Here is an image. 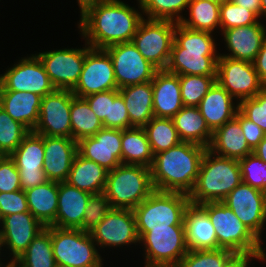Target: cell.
I'll return each instance as SVG.
<instances>
[{
  "label": "cell",
  "mask_w": 266,
  "mask_h": 267,
  "mask_svg": "<svg viewBox=\"0 0 266 267\" xmlns=\"http://www.w3.org/2000/svg\"><path fill=\"white\" fill-rule=\"evenodd\" d=\"M144 18L134 7L121 0H107L88 10L80 19L78 28L92 48L132 42Z\"/></svg>",
  "instance_id": "1"
},
{
  "label": "cell",
  "mask_w": 266,
  "mask_h": 267,
  "mask_svg": "<svg viewBox=\"0 0 266 267\" xmlns=\"http://www.w3.org/2000/svg\"><path fill=\"white\" fill-rule=\"evenodd\" d=\"M207 149L194 143L181 142L155 154L150 168L155 190L189 195L194 189Z\"/></svg>",
  "instance_id": "2"
},
{
  "label": "cell",
  "mask_w": 266,
  "mask_h": 267,
  "mask_svg": "<svg viewBox=\"0 0 266 267\" xmlns=\"http://www.w3.org/2000/svg\"><path fill=\"white\" fill-rule=\"evenodd\" d=\"M212 33L176 23L166 70L177 75L217 76L219 54Z\"/></svg>",
  "instance_id": "3"
},
{
  "label": "cell",
  "mask_w": 266,
  "mask_h": 267,
  "mask_svg": "<svg viewBox=\"0 0 266 267\" xmlns=\"http://www.w3.org/2000/svg\"><path fill=\"white\" fill-rule=\"evenodd\" d=\"M242 182L239 161L221 157L206 150L194 189L189 194L190 203L223 201Z\"/></svg>",
  "instance_id": "4"
},
{
  "label": "cell",
  "mask_w": 266,
  "mask_h": 267,
  "mask_svg": "<svg viewBox=\"0 0 266 267\" xmlns=\"http://www.w3.org/2000/svg\"><path fill=\"white\" fill-rule=\"evenodd\" d=\"M154 191L148 167L121 163L107 173L104 194L112 208L133 210Z\"/></svg>",
  "instance_id": "5"
},
{
  "label": "cell",
  "mask_w": 266,
  "mask_h": 267,
  "mask_svg": "<svg viewBox=\"0 0 266 267\" xmlns=\"http://www.w3.org/2000/svg\"><path fill=\"white\" fill-rule=\"evenodd\" d=\"M200 206L215 228L218 249H227L235 254L265 253L262 242L222 201L206 202Z\"/></svg>",
  "instance_id": "6"
},
{
  "label": "cell",
  "mask_w": 266,
  "mask_h": 267,
  "mask_svg": "<svg viewBox=\"0 0 266 267\" xmlns=\"http://www.w3.org/2000/svg\"><path fill=\"white\" fill-rule=\"evenodd\" d=\"M189 204V195L155 190L133 209L137 232L147 233L151 228L184 225V214Z\"/></svg>",
  "instance_id": "7"
},
{
  "label": "cell",
  "mask_w": 266,
  "mask_h": 267,
  "mask_svg": "<svg viewBox=\"0 0 266 267\" xmlns=\"http://www.w3.org/2000/svg\"><path fill=\"white\" fill-rule=\"evenodd\" d=\"M56 265L64 267H103L102 257L90 233L81 229L51 226Z\"/></svg>",
  "instance_id": "8"
},
{
  "label": "cell",
  "mask_w": 266,
  "mask_h": 267,
  "mask_svg": "<svg viewBox=\"0 0 266 267\" xmlns=\"http://www.w3.org/2000/svg\"><path fill=\"white\" fill-rule=\"evenodd\" d=\"M138 235L145 246L144 267H174L189 251L184 225L151 228L147 233Z\"/></svg>",
  "instance_id": "9"
},
{
  "label": "cell",
  "mask_w": 266,
  "mask_h": 267,
  "mask_svg": "<svg viewBox=\"0 0 266 267\" xmlns=\"http://www.w3.org/2000/svg\"><path fill=\"white\" fill-rule=\"evenodd\" d=\"M176 23L143 18L133 36L132 42L138 51L158 70L168 66Z\"/></svg>",
  "instance_id": "10"
},
{
  "label": "cell",
  "mask_w": 266,
  "mask_h": 267,
  "mask_svg": "<svg viewBox=\"0 0 266 267\" xmlns=\"http://www.w3.org/2000/svg\"><path fill=\"white\" fill-rule=\"evenodd\" d=\"M113 63L118 89L153 80L158 70L146 60L133 42H124L104 49Z\"/></svg>",
  "instance_id": "11"
},
{
  "label": "cell",
  "mask_w": 266,
  "mask_h": 267,
  "mask_svg": "<svg viewBox=\"0 0 266 267\" xmlns=\"http://www.w3.org/2000/svg\"><path fill=\"white\" fill-rule=\"evenodd\" d=\"M17 63L0 75V91H26L44 97L56 90L36 54Z\"/></svg>",
  "instance_id": "12"
},
{
  "label": "cell",
  "mask_w": 266,
  "mask_h": 267,
  "mask_svg": "<svg viewBox=\"0 0 266 267\" xmlns=\"http://www.w3.org/2000/svg\"><path fill=\"white\" fill-rule=\"evenodd\" d=\"M216 81L239 101L255 97L265 88L253 62L228 57L218 58Z\"/></svg>",
  "instance_id": "13"
},
{
  "label": "cell",
  "mask_w": 266,
  "mask_h": 267,
  "mask_svg": "<svg viewBox=\"0 0 266 267\" xmlns=\"http://www.w3.org/2000/svg\"><path fill=\"white\" fill-rule=\"evenodd\" d=\"M71 90L56 89L41 98L39 119L34 133L49 137L71 138Z\"/></svg>",
  "instance_id": "14"
},
{
  "label": "cell",
  "mask_w": 266,
  "mask_h": 267,
  "mask_svg": "<svg viewBox=\"0 0 266 267\" xmlns=\"http://www.w3.org/2000/svg\"><path fill=\"white\" fill-rule=\"evenodd\" d=\"M87 45V47H86ZM92 47L85 43L82 49H59L37 54L56 89L72 90L81 75L85 55Z\"/></svg>",
  "instance_id": "15"
},
{
  "label": "cell",
  "mask_w": 266,
  "mask_h": 267,
  "mask_svg": "<svg viewBox=\"0 0 266 267\" xmlns=\"http://www.w3.org/2000/svg\"><path fill=\"white\" fill-rule=\"evenodd\" d=\"M118 89L113 63L104 49L91 48L85 55L84 65L76 86L71 90L77 97Z\"/></svg>",
  "instance_id": "16"
},
{
  "label": "cell",
  "mask_w": 266,
  "mask_h": 267,
  "mask_svg": "<svg viewBox=\"0 0 266 267\" xmlns=\"http://www.w3.org/2000/svg\"><path fill=\"white\" fill-rule=\"evenodd\" d=\"M260 240L266 222V192L241 182L222 201Z\"/></svg>",
  "instance_id": "17"
},
{
  "label": "cell",
  "mask_w": 266,
  "mask_h": 267,
  "mask_svg": "<svg viewBox=\"0 0 266 267\" xmlns=\"http://www.w3.org/2000/svg\"><path fill=\"white\" fill-rule=\"evenodd\" d=\"M90 234L96 245L103 248L140 243L135 214L131 209L111 208Z\"/></svg>",
  "instance_id": "18"
},
{
  "label": "cell",
  "mask_w": 266,
  "mask_h": 267,
  "mask_svg": "<svg viewBox=\"0 0 266 267\" xmlns=\"http://www.w3.org/2000/svg\"><path fill=\"white\" fill-rule=\"evenodd\" d=\"M44 154L43 135L31 131L9 155L19 171L21 190L26 191L48 181L43 170Z\"/></svg>",
  "instance_id": "19"
},
{
  "label": "cell",
  "mask_w": 266,
  "mask_h": 267,
  "mask_svg": "<svg viewBox=\"0 0 266 267\" xmlns=\"http://www.w3.org/2000/svg\"><path fill=\"white\" fill-rule=\"evenodd\" d=\"M122 130L102 128L94 136L77 142V152L111 171L122 163Z\"/></svg>",
  "instance_id": "20"
},
{
  "label": "cell",
  "mask_w": 266,
  "mask_h": 267,
  "mask_svg": "<svg viewBox=\"0 0 266 267\" xmlns=\"http://www.w3.org/2000/svg\"><path fill=\"white\" fill-rule=\"evenodd\" d=\"M0 247L6 246L11 251L14 262L41 232L43 226L31 212L15 213L1 218Z\"/></svg>",
  "instance_id": "21"
},
{
  "label": "cell",
  "mask_w": 266,
  "mask_h": 267,
  "mask_svg": "<svg viewBox=\"0 0 266 267\" xmlns=\"http://www.w3.org/2000/svg\"><path fill=\"white\" fill-rule=\"evenodd\" d=\"M43 170L47 180L67 181L73 160L77 154V142L69 137L43 136Z\"/></svg>",
  "instance_id": "22"
},
{
  "label": "cell",
  "mask_w": 266,
  "mask_h": 267,
  "mask_svg": "<svg viewBox=\"0 0 266 267\" xmlns=\"http://www.w3.org/2000/svg\"><path fill=\"white\" fill-rule=\"evenodd\" d=\"M229 54H219L235 60L253 62L266 39V29L260 21L255 24L221 31Z\"/></svg>",
  "instance_id": "23"
},
{
  "label": "cell",
  "mask_w": 266,
  "mask_h": 267,
  "mask_svg": "<svg viewBox=\"0 0 266 267\" xmlns=\"http://www.w3.org/2000/svg\"><path fill=\"white\" fill-rule=\"evenodd\" d=\"M153 113L157 118H173L184 106L177 74L157 70L152 80Z\"/></svg>",
  "instance_id": "24"
},
{
  "label": "cell",
  "mask_w": 266,
  "mask_h": 267,
  "mask_svg": "<svg viewBox=\"0 0 266 267\" xmlns=\"http://www.w3.org/2000/svg\"><path fill=\"white\" fill-rule=\"evenodd\" d=\"M91 195L66 181L58 182V210L51 226L83 230V216Z\"/></svg>",
  "instance_id": "25"
},
{
  "label": "cell",
  "mask_w": 266,
  "mask_h": 267,
  "mask_svg": "<svg viewBox=\"0 0 266 267\" xmlns=\"http://www.w3.org/2000/svg\"><path fill=\"white\" fill-rule=\"evenodd\" d=\"M183 224L188 250L218 249L215 228L200 205L190 203L187 206Z\"/></svg>",
  "instance_id": "26"
},
{
  "label": "cell",
  "mask_w": 266,
  "mask_h": 267,
  "mask_svg": "<svg viewBox=\"0 0 266 267\" xmlns=\"http://www.w3.org/2000/svg\"><path fill=\"white\" fill-rule=\"evenodd\" d=\"M233 99L234 98L215 81L207 94L200 101L198 109L212 132L236 117L239 111V104L235 106Z\"/></svg>",
  "instance_id": "27"
},
{
  "label": "cell",
  "mask_w": 266,
  "mask_h": 267,
  "mask_svg": "<svg viewBox=\"0 0 266 267\" xmlns=\"http://www.w3.org/2000/svg\"><path fill=\"white\" fill-rule=\"evenodd\" d=\"M208 150L215 155L236 160L253 153L243 135L240 122L236 118L226 122L213 132Z\"/></svg>",
  "instance_id": "28"
},
{
  "label": "cell",
  "mask_w": 266,
  "mask_h": 267,
  "mask_svg": "<svg viewBox=\"0 0 266 267\" xmlns=\"http://www.w3.org/2000/svg\"><path fill=\"white\" fill-rule=\"evenodd\" d=\"M41 96L26 91H0V107L30 131L37 126Z\"/></svg>",
  "instance_id": "29"
},
{
  "label": "cell",
  "mask_w": 266,
  "mask_h": 267,
  "mask_svg": "<svg viewBox=\"0 0 266 267\" xmlns=\"http://www.w3.org/2000/svg\"><path fill=\"white\" fill-rule=\"evenodd\" d=\"M118 90L128 110L130 128L144 127L154 117L152 81Z\"/></svg>",
  "instance_id": "30"
},
{
  "label": "cell",
  "mask_w": 266,
  "mask_h": 267,
  "mask_svg": "<svg viewBox=\"0 0 266 267\" xmlns=\"http://www.w3.org/2000/svg\"><path fill=\"white\" fill-rule=\"evenodd\" d=\"M108 171L78 152L66 182L92 195L104 193Z\"/></svg>",
  "instance_id": "31"
},
{
  "label": "cell",
  "mask_w": 266,
  "mask_h": 267,
  "mask_svg": "<svg viewBox=\"0 0 266 267\" xmlns=\"http://www.w3.org/2000/svg\"><path fill=\"white\" fill-rule=\"evenodd\" d=\"M172 120L182 142L209 147L213 132L207 126L198 107L183 106Z\"/></svg>",
  "instance_id": "32"
},
{
  "label": "cell",
  "mask_w": 266,
  "mask_h": 267,
  "mask_svg": "<svg viewBox=\"0 0 266 267\" xmlns=\"http://www.w3.org/2000/svg\"><path fill=\"white\" fill-rule=\"evenodd\" d=\"M29 212L45 227L55 222L58 210V182L46 181L25 191Z\"/></svg>",
  "instance_id": "33"
},
{
  "label": "cell",
  "mask_w": 266,
  "mask_h": 267,
  "mask_svg": "<svg viewBox=\"0 0 266 267\" xmlns=\"http://www.w3.org/2000/svg\"><path fill=\"white\" fill-rule=\"evenodd\" d=\"M122 164L142 165L151 168L154 155L143 127L122 130Z\"/></svg>",
  "instance_id": "34"
},
{
  "label": "cell",
  "mask_w": 266,
  "mask_h": 267,
  "mask_svg": "<svg viewBox=\"0 0 266 267\" xmlns=\"http://www.w3.org/2000/svg\"><path fill=\"white\" fill-rule=\"evenodd\" d=\"M13 263L17 267H56L52 249L51 226L45 227L39 232Z\"/></svg>",
  "instance_id": "35"
},
{
  "label": "cell",
  "mask_w": 266,
  "mask_h": 267,
  "mask_svg": "<svg viewBox=\"0 0 266 267\" xmlns=\"http://www.w3.org/2000/svg\"><path fill=\"white\" fill-rule=\"evenodd\" d=\"M71 138L76 142L94 136L100 129L104 128L103 123L91 110L87 100L74 96L71 102Z\"/></svg>",
  "instance_id": "36"
},
{
  "label": "cell",
  "mask_w": 266,
  "mask_h": 267,
  "mask_svg": "<svg viewBox=\"0 0 266 267\" xmlns=\"http://www.w3.org/2000/svg\"><path fill=\"white\" fill-rule=\"evenodd\" d=\"M189 18H182L179 24L184 27L212 33L220 27V5L208 0H190Z\"/></svg>",
  "instance_id": "37"
},
{
  "label": "cell",
  "mask_w": 266,
  "mask_h": 267,
  "mask_svg": "<svg viewBox=\"0 0 266 267\" xmlns=\"http://www.w3.org/2000/svg\"><path fill=\"white\" fill-rule=\"evenodd\" d=\"M143 128L146 131L153 155L182 142L172 118L153 117Z\"/></svg>",
  "instance_id": "38"
},
{
  "label": "cell",
  "mask_w": 266,
  "mask_h": 267,
  "mask_svg": "<svg viewBox=\"0 0 266 267\" xmlns=\"http://www.w3.org/2000/svg\"><path fill=\"white\" fill-rule=\"evenodd\" d=\"M139 8L148 19L170 20L179 23L190 0H138ZM176 16V17H175Z\"/></svg>",
  "instance_id": "39"
},
{
  "label": "cell",
  "mask_w": 266,
  "mask_h": 267,
  "mask_svg": "<svg viewBox=\"0 0 266 267\" xmlns=\"http://www.w3.org/2000/svg\"><path fill=\"white\" fill-rule=\"evenodd\" d=\"M30 132L0 107V156H9Z\"/></svg>",
  "instance_id": "40"
},
{
  "label": "cell",
  "mask_w": 266,
  "mask_h": 267,
  "mask_svg": "<svg viewBox=\"0 0 266 267\" xmlns=\"http://www.w3.org/2000/svg\"><path fill=\"white\" fill-rule=\"evenodd\" d=\"M184 106L198 107L202 98L216 81V76L178 75Z\"/></svg>",
  "instance_id": "41"
},
{
  "label": "cell",
  "mask_w": 266,
  "mask_h": 267,
  "mask_svg": "<svg viewBox=\"0 0 266 267\" xmlns=\"http://www.w3.org/2000/svg\"><path fill=\"white\" fill-rule=\"evenodd\" d=\"M235 255L227 249L189 250L174 267H224Z\"/></svg>",
  "instance_id": "42"
},
{
  "label": "cell",
  "mask_w": 266,
  "mask_h": 267,
  "mask_svg": "<svg viewBox=\"0 0 266 267\" xmlns=\"http://www.w3.org/2000/svg\"><path fill=\"white\" fill-rule=\"evenodd\" d=\"M220 30L234 27L247 26L257 23L258 16L251 10L240 7L232 1H226L220 5Z\"/></svg>",
  "instance_id": "43"
},
{
  "label": "cell",
  "mask_w": 266,
  "mask_h": 267,
  "mask_svg": "<svg viewBox=\"0 0 266 267\" xmlns=\"http://www.w3.org/2000/svg\"><path fill=\"white\" fill-rule=\"evenodd\" d=\"M238 161L242 182L266 192V163L254 153Z\"/></svg>",
  "instance_id": "44"
},
{
  "label": "cell",
  "mask_w": 266,
  "mask_h": 267,
  "mask_svg": "<svg viewBox=\"0 0 266 267\" xmlns=\"http://www.w3.org/2000/svg\"><path fill=\"white\" fill-rule=\"evenodd\" d=\"M111 208L110 201L104 193L91 195L83 216V231L90 233Z\"/></svg>",
  "instance_id": "45"
},
{
  "label": "cell",
  "mask_w": 266,
  "mask_h": 267,
  "mask_svg": "<svg viewBox=\"0 0 266 267\" xmlns=\"http://www.w3.org/2000/svg\"><path fill=\"white\" fill-rule=\"evenodd\" d=\"M237 103L239 111L266 134V87L255 97L243 99Z\"/></svg>",
  "instance_id": "46"
},
{
  "label": "cell",
  "mask_w": 266,
  "mask_h": 267,
  "mask_svg": "<svg viewBox=\"0 0 266 267\" xmlns=\"http://www.w3.org/2000/svg\"><path fill=\"white\" fill-rule=\"evenodd\" d=\"M109 128L129 129L130 120L123 97L119 90H110Z\"/></svg>",
  "instance_id": "47"
},
{
  "label": "cell",
  "mask_w": 266,
  "mask_h": 267,
  "mask_svg": "<svg viewBox=\"0 0 266 267\" xmlns=\"http://www.w3.org/2000/svg\"><path fill=\"white\" fill-rule=\"evenodd\" d=\"M23 212H29L25 191L16 190L0 193V218Z\"/></svg>",
  "instance_id": "48"
},
{
  "label": "cell",
  "mask_w": 266,
  "mask_h": 267,
  "mask_svg": "<svg viewBox=\"0 0 266 267\" xmlns=\"http://www.w3.org/2000/svg\"><path fill=\"white\" fill-rule=\"evenodd\" d=\"M21 190L20 175L10 156H0V193Z\"/></svg>",
  "instance_id": "49"
},
{
  "label": "cell",
  "mask_w": 266,
  "mask_h": 267,
  "mask_svg": "<svg viewBox=\"0 0 266 267\" xmlns=\"http://www.w3.org/2000/svg\"><path fill=\"white\" fill-rule=\"evenodd\" d=\"M91 110L103 123L104 128H109L110 90L84 97Z\"/></svg>",
  "instance_id": "50"
},
{
  "label": "cell",
  "mask_w": 266,
  "mask_h": 267,
  "mask_svg": "<svg viewBox=\"0 0 266 267\" xmlns=\"http://www.w3.org/2000/svg\"><path fill=\"white\" fill-rule=\"evenodd\" d=\"M235 118L240 122L247 144L254 150L266 134L257 124L247 119L240 111L237 112Z\"/></svg>",
  "instance_id": "51"
},
{
  "label": "cell",
  "mask_w": 266,
  "mask_h": 267,
  "mask_svg": "<svg viewBox=\"0 0 266 267\" xmlns=\"http://www.w3.org/2000/svg\"><path fill=\"white\" fill-rule=\"evenodd\" d=\"M259 259L261 261L266 260V253H245V254H235L224 267H248L251 260ZM251 259V260H250ZM250 261V262H249Z\"/></svg>",
  "instance_id": "52"
},
{
  "label": "cell",
  "mask_w": 266,
  "mask_h": 267,
  "mask_svg": "<svg viewBox=\"0 0 266 267\" xmlns=\"http://www.w3.org/2000/svg\"><path fill=\"white\" fill-rule=\"evenodd\" d=\"M254 68L260 78V81L266 87V39L261 46L255 60L253 61Z\"/></svg>",
  "instance_id": "53"
},
{
  "label": "cell",
  "mask_w": 266,
  "mask_h": 267,
  "mask_svg": "<svg viewBox=\"0 0 266 267\" xmlns=\"http://www.w3.org/2000/svg\"><path fill=\"white\" fill-rule=\"evenodd\" d=\"M240 7L247 8L254 12L259 18L261 16V0H232Z\"/></svg>",
  "instance_id": "54"
},
{
  "label": "cell",
  "mask_w": 266,
  "mask_h": 267,
  "mask_svg": "<svg viewBox=\"0 0 266 267\" xmlns=\"http://www.w3.org/2000/svg\"><path fill=\"white\" fill-rule=\"evenodd\" d=\"M77 1L81 11L80 16L82 17L88 10L107 0H77Z\"/></svg>",
  "instance_id": "55"
},
{
  "label": "cell",
  "mask_w": 266,
  "mask_h": 267,
  "mask_svg": "<svg viewBox=\"0 0 266 267\" xmlns=\"http://www.w3.org/2000/svg\"><path fill=\"white\" fill-rule=\"evenodd\" d=\"M253 153L266 163V136L253 150Z\"/></svg>",
  "instance_id": "56"
},
{
  "label": "cell",
  "mask_w": 266,
  "mask_h": 267,
  "mask_svg": "<svg viewBox=\"0 0 266 267\" xmlns=\"http://www.w3.org/2000/svg\"><path fill=\"white\" fill-rule=\"evenodd\" d=\"M266 16V0H261V17Z\"/></svg>",
  "instance_id": "57"
},
{
  "label": "cell",
  "mask_w": 266,
  "mask_h": 267,
  "mask_svg": "<svg viewBox=\"0 0 266 267\" xmlns=\"http://www.w3.org/2000/svg\"><path fill=\"white\" fill-rule=\"evenodd\" d=\"M208 1L217 3V4H219V5H222L224 2H226V0H208Z\"/></svg>",
  "instance_id": "58"
},
{
  "label": "cell",
  "mask_w": 266,
  "mask_h": 267,
  "mask_svg": "<svg viewBox=\"0 0 266 267\" xmlns=\"http://www.w3.org/2000/svg\"><path fill=\"white\" fill-rule=\"evenodd\" d=\"M3 267H17L13 262H9L7 265H3Z\"/></svg>",
  "instance_id": "59"
},
{
  "label": "cell",
  "mask_w": 266,
  "mask_h": 267,
  "mask_svg": "<svg viewBox=\"0 0 266 267\" xmlns=\"http://www.w3.org/2000/svg\"><path fill=\"white\" fill-rule=\"evenodd\" d=\"M0 250H2L1 249V247H0ZM1 253V252H0ZM1 259V258H0ZM2 265H5V264H3L1 261H0V267H3Z\"/></svg>",
  "instance_id": "60"
}]
</instances>
